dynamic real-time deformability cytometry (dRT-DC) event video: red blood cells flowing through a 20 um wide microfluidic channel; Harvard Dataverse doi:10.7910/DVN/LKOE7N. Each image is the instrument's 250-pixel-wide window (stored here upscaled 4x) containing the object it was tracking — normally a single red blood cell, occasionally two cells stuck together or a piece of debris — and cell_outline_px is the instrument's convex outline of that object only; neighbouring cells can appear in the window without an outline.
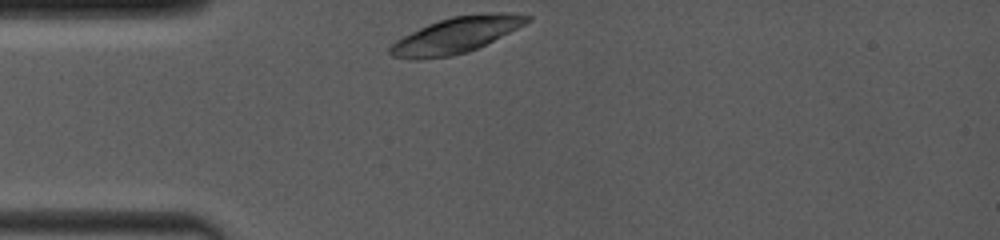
{"species": "common noctule bat (a hibernating species)", "species_latin": "Nyctalus noctula", "temperature_condition": "room temperature", "stored_images_in_passage": 4, "camera_frame_rate_fps": 4000, "um_per_image_px": 0.085, "animal": {"sex": "female", "body_mass_g": 19.0, "forearm_length_mm": 53.3}, "frame": {"image": 1, "passage_image": 1, "time_ms": 0.0, "image_size_px": [1000, 240], "cell_outline_px": [[532, 20], [468, 52], [452, 56], [420, 60], [412, 60], [392, 56], [388, 52], [388, 48], [396, 40], [428, 24], [452, 16], [500, 12], [512, 12], [532, 16]], "centroid_in_image_um": [38.74, 2.99], "position_along_channel_um": 46.3, "area_um2": 28.38}}